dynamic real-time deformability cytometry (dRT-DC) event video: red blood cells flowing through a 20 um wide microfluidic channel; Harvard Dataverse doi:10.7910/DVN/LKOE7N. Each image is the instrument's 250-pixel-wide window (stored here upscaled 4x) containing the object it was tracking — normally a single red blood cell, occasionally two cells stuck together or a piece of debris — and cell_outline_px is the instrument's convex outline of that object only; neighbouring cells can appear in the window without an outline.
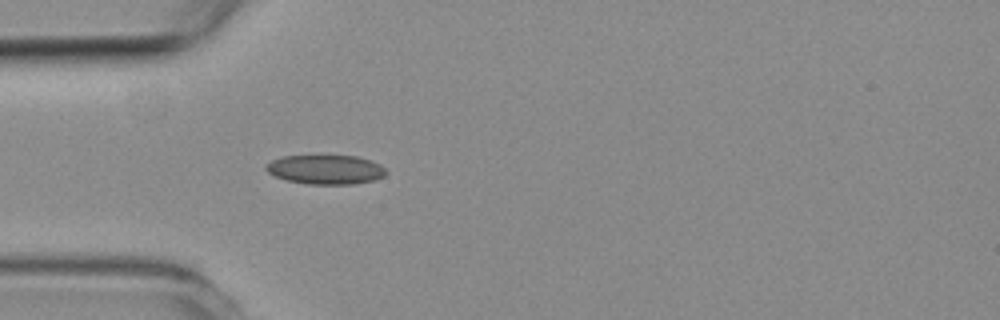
{"species": "common noctule bat (a hibernating species)", "species_latin": "Nyctalus noctula", "temperature_condition": "room temperature", "stored_images_in_passage": 3, "camera_frame_rate_fps": 3000, "um_per_image_px": 0.085, "animal": {"sex": "female", "body_mass_g": 19.3, "forearm_length_mm": 54.1}, "frame": {"image": 1, "passage_image": 3, "time_ms": 2.333, "image_size_px": [1000, 320], "cell_outline_px": [[388, 172], [384, 176], [372, 180], [356, 184], [308, 184], [288, 180], [276, 176], [268, 172], [264, 168], [264, 164], [272, 160], [284, 156], [356, 156], [372, 160], [380, 164]], "centroid_in_image_um": [27.69, 14.41], "position_along_channel_um": 57.3, "area_um2": 20.46}}